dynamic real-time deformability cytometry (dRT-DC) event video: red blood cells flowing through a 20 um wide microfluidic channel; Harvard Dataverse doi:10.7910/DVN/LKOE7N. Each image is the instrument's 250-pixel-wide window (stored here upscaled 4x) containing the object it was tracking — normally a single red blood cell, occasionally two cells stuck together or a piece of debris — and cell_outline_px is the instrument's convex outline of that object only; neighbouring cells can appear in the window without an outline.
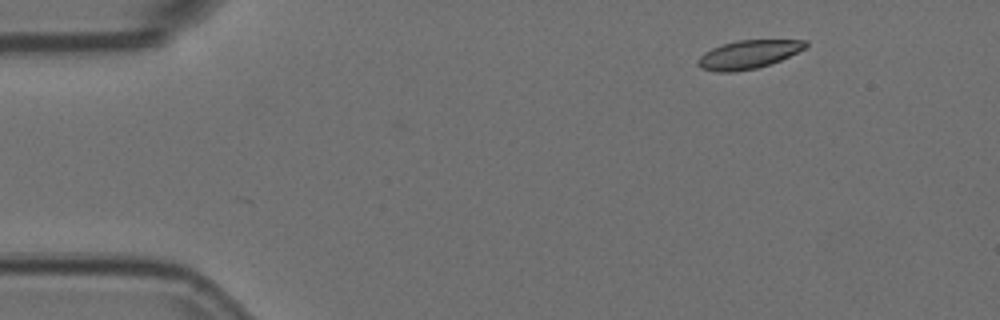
{"species": "Egyptian fruit bat (a non-hibernating species)", "species_latin": "Rousettus aegyptiacus", "temperature_condition": "room temperature", "stored_images_in_passage": 48, "camera_frame_rate_fps": 3000, "um_per_image_px": 0.085, "animal": {"sex": "female"}, "frame": {"image": 1, "passage_image": 1, "time_ms": 0.0, "image_size_px": [1000, 320], "cell_outline_px": [[808, 48], [780, 60], [756, 68], [732, 72], [716, 72], [700, 68], [696, 64], [696, 60], [704, 52], [712, 48], [736, 40], [808, 40]], "centroid_in_image_um": [63.61, 4.63], "position_along_channel_um": 21.4, "area_um2": 17.92}}
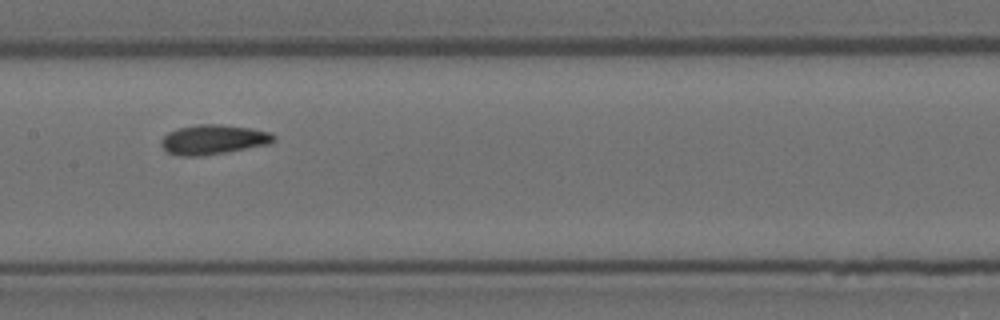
{"frame": {"image": 2, "passage_image": 21, "time_ms": 6.667, "image_size_px": [1000, 320], "cell_outline_px": [[276, 140], [272, 144], [200, 156], [180, 156], [168, 152], [160, 144], [160, 140], [168, 132], [176, 128], [196, 124], [220, 124], [252, 128], [272, 132], [276, 136]], "centroid_in_image_um": [18.16, 11.85], "position_along_channel_um": 189.2, "area_um2": 19.71}}
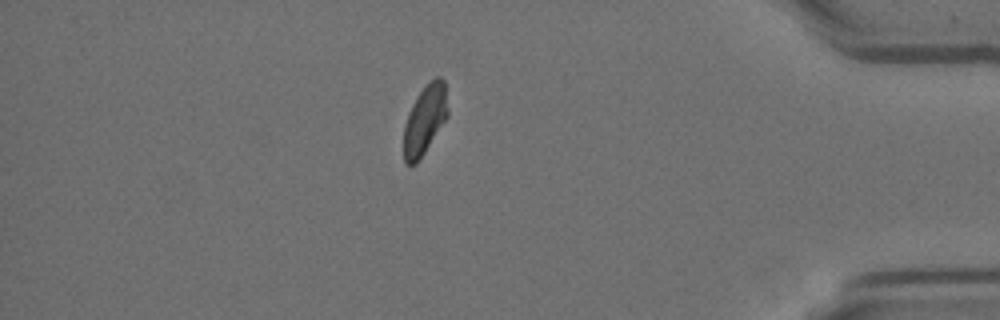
{"frame": {"image": 3, "passage_image": 41, "time_ms": 13.333, "image_size_px": [1000, 320], "cell_outline_px": [[448, 116], [416, 164], [404, 164], [404, 124], [408, 112], [416, 96], [436, 76], [440, 76], [444, 80], [448, 112]], "centroid_in_image_um": [36.1, 10.18], "position_along_channel_um": 399.1, "area_um2": 17.51}, "authors_computed_cell_mechanics": {"area_um2": 18.7561, "velocity_mm_per_s": 3.741, "shape_relaxation_time_tau1_ms": 4.6069, "shape_relaxation_time_tau2_ms": 1.7511, "deformation_change_tau1": 0.119, "deformation_change_tau2": 0.0673}}